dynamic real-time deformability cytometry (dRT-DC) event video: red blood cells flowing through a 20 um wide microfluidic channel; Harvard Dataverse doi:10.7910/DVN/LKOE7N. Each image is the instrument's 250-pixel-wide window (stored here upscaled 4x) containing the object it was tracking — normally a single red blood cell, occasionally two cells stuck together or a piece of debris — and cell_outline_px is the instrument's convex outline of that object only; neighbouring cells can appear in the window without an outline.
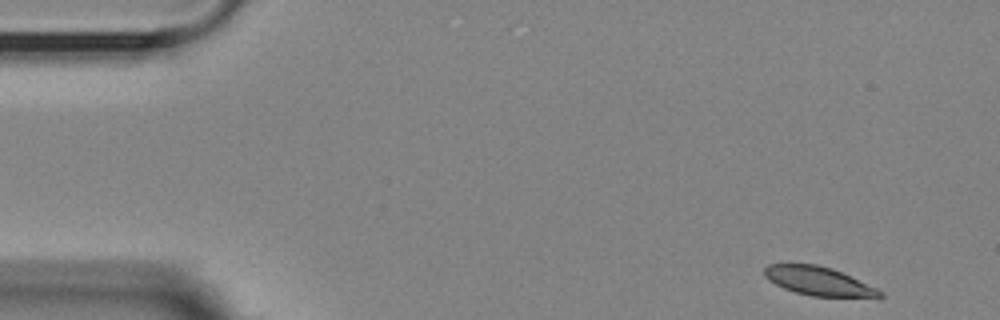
{"species": "Egyptian fruit bat (a non-hibernating species)", "species_latin": "Rousettus aegyptiacus", "temperature_condition": "room temperature", "stored_images_in_passage": 53, "camera_frame_rate_fps": 3000, "um_per_image_px": 0.085, "animal": {"sex": "female"}, "frame": {"image": 1, "passage_image": 1, "time_ms": 0.0, "image_size_px": [1000, 320], "cell_outline_px": [[884, 296], [880, 300], [812, 296], [796, 292], [784, 288], [768, 280], [764, 276], [764, 268], [768, 264], [816, 264], [832, 268], [876, 288], [884, 292]], "centroid_in_image_um": [69.69, 23.95], "position_along_channel_um": 15.3, "area_um2": 19.88}}
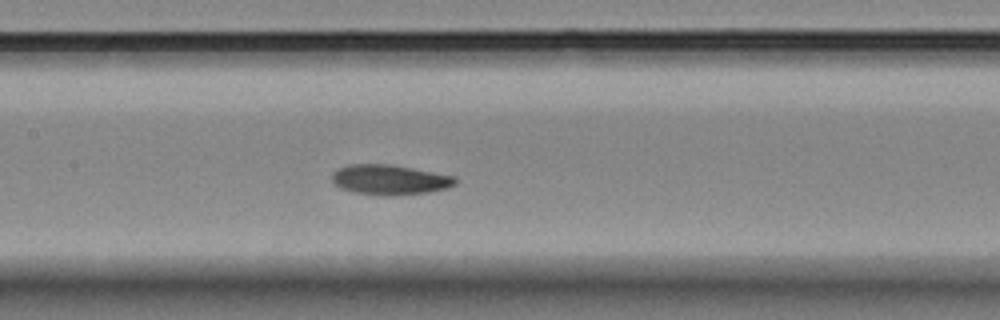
{"frame": {"image": 2, "passage_image": 23, "time_ms": 7.333, "image_size_px": [1000, 320], "cell_outline_px": [[456, 184], [448, 188], [428, 192], [392, 196], [384, 196], [352, 192], [340, 188], [332, 180], [332, 172], [348, 164], [388, 164], [456, 176]], "centroid_in_image_um": [33.12, 15.28], "position_along_channel_um": 174.3, "area_um2": 21.62}}
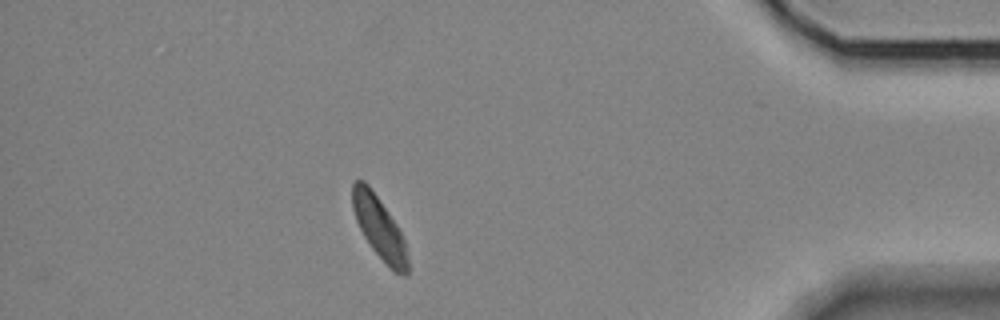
{"frame": {"image": 3, "passage_image": 46, "time_ms": 15.0, "image_size_px": [1000, 320], "cell_outline_px": [[408, 276], [404, 276], [388, 268], [372, 248], [364, 236], [356, 220], [352, 208], [352, 184], [356, 180], [364, 180], [368, 184], [396, 224], [404, 240], [408, 260]], "centroid_in_image_um": [32.23, 19.38], "position_along_channel_um": 403.0, "area_um2": 19.77}, "authors_computed_cell_mechanics": {"area_um2": 21.097, "velocity_mm_per_s": 3.5479, "shape_relaxation_time_tau1_ms": 3.7767, "shape_relaxation_time_tau2_ms": 2.809, "deformation_change_tau1": 0.1447, "deformation_change_tau2": 0.0777}}